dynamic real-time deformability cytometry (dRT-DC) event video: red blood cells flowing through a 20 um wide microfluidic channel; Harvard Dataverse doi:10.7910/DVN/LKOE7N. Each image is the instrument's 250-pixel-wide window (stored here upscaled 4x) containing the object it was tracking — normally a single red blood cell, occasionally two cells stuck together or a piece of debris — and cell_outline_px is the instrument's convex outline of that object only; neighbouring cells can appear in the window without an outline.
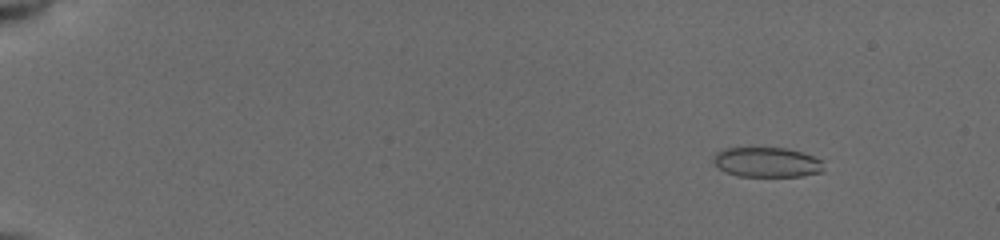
{"species": "common noctule bat (a hibernating species)", "species_latin": "Nyctalus noctula", "temperature_condition": "cold", "stored_images_in_passage": 59, "camera_frame_rate_fps": 3000, "um_per_image_px": 0.085, "animal": {"sex": "female", "body_mass_g": 19.5, "forearm_length_mm": 54.1}, "frame": {"image": 1, "passage_image": 6, "time_ms": 2.0, "image_size_px": [1000, 240], "cell_outline_px": [[824, 172], [800, 176], [736, 176], [724, 172], [712, 160], [716, 152], [724, 148], [788, 148], [812, 156], [820, 160], [824, 168]], "centroid_in_image_um": [65.17, 13.79], "position_along_channel_um": 19.8, "area_um2": 19.19}}
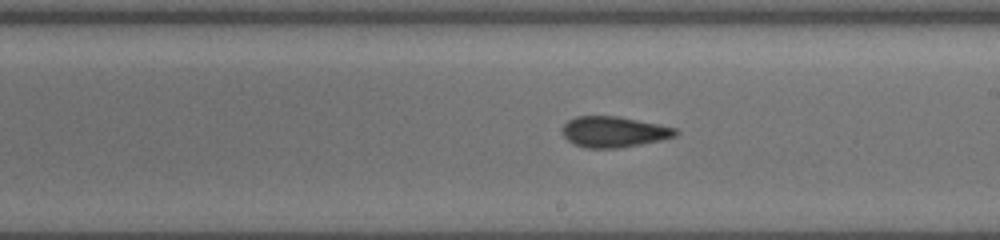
{"frame": {"image": 2, "passage_image": 36, "time_ms": 11.0, "image_size_px": [1000, 240], "cell_outline_px": [[680, 132], [676, 136], [660, 140], [640, 144], [616, 148], [584, 148], [572, 144], [560, 132], [560, 128], [568, 120], [576, 116], [616, 116], [676, 128]], "centroid_in_image_um": [52.11, 11.21], "position_along_channel_um": 236.9, "area_um2": 20.35}}
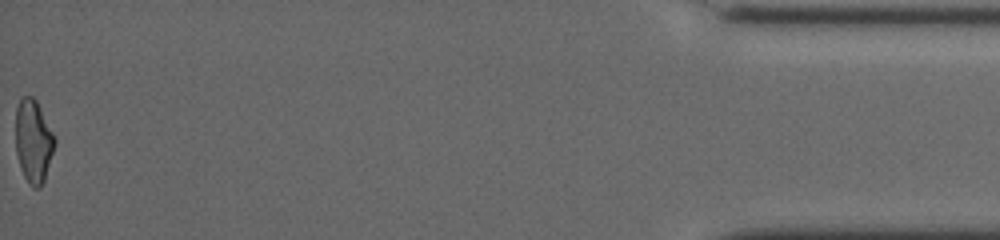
{"frame": {"image": 3, "passage_image": 59, "time_ms": 18.0, "image_size_px": [1000, 240], "cell_outline_px": [[56, 144], [44, 180], [40, 188], [32, 188], [28, 184], [20, 168], [16, 152], [16, 108], [20, 96], [32, 96], [36, 100], [56, 140]], "centroid_in_image_um": [2.83, 12.02], "position_along_channel_um": 432.4, "area_um2": 18.96}, "authors_computed_cell_mechanics": {"area_um2": 20.3456, "velocity_mm_per_s": 3.947, "shape_relaxation_time_tau1_ms": 8.3447, "shape_relaxation_time_tau2_ms": 2.5765, "deformation_change_tau1": 0.161, "deformation_change_tau2": 0.0844}}